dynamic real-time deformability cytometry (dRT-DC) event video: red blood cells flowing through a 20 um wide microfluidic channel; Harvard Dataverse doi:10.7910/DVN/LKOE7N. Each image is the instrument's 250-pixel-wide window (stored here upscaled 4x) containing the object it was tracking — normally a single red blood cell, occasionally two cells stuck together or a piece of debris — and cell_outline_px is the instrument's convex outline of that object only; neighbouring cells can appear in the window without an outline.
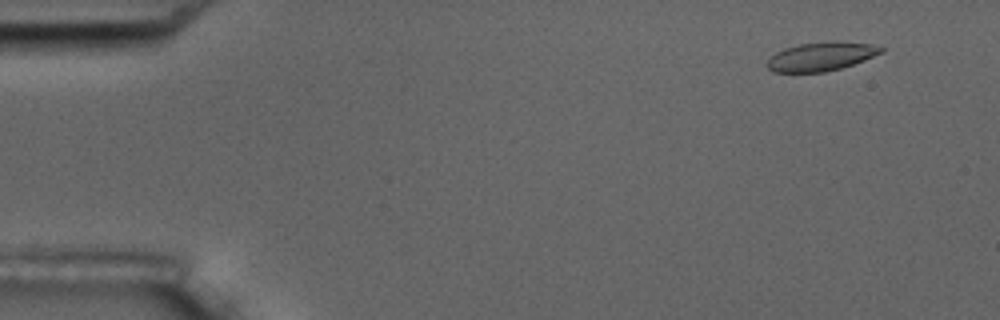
{"species": "common noctule bat (a hibernating species)", "species_latin": "Nyctalus noctula", "temperature_condition": "room temperature", "stored_images_in_passage": 10, "camera_frame_rate_fps": 3000, "um_per_image_px": 0.085, "animal": {"sex": "male", "body_mass_g": 17.5, "forearm_length_mm": 52.3}, "frame": {"image": 1, "passage_image": 2, "time_ms": 1.333, "image_size_px": [1000, 320], "cell_outline_px": [[884, 52], [864, 60], [840, 68], [824, 72], [772, 72], [764, 64], [776, 52], [784, 48], [800, 44], [836, 40], [872, 44], [884, 48]], "centroid_in_image_um": [69.79, 4.79], "position_along_channel_um": 15.2, "area_um2": 19.19}}
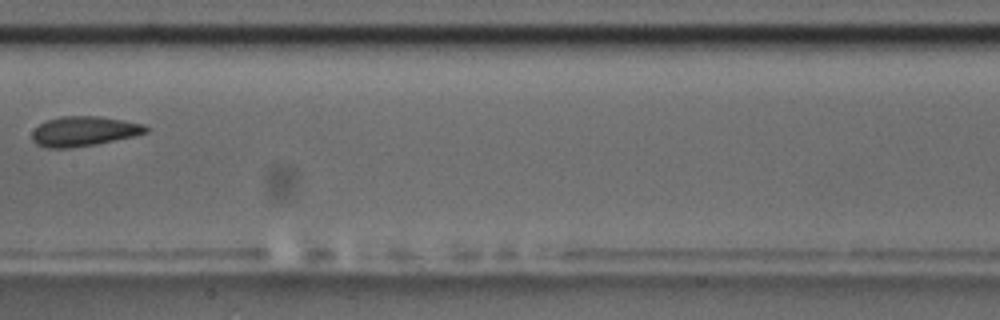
{"frame": {"image": 2, "passage_image": 9, "time_ms": 9.333, "image_size_px": [1000, 320], "cell_outline_px": [[148, 132], [136, 136], [96, 144], [68, 148], [44, 148], [36, 144], [32, 140], [32, 132], [40, 124], [48, 120], [60, 116], [96, 116], [124, 120], [144, 124], [148, 128]], "centroid_in_image_um": [7.14, 11.16], "position_along_channel_um": 200.3, "area_um2": 19.83}}
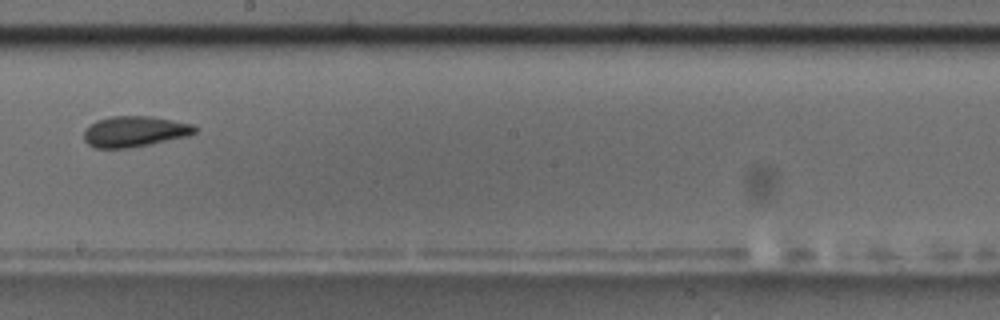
{"frame": {"image": 3, "passage_image": 10, "time_ms": 10.333, "image_size_px": [1000, 320], "cell_outline_px": [[200, 128], [196, 132], [188, 136], [128, 148], [92, 148], [84, 140], [84, 128], [96, 120], [112, 116], [152, 116], [192, 124]], "centroid_in_image_um": [11.42, 11.17], "position_along_channel_um": 236.8, "area_um2": 20.0}}